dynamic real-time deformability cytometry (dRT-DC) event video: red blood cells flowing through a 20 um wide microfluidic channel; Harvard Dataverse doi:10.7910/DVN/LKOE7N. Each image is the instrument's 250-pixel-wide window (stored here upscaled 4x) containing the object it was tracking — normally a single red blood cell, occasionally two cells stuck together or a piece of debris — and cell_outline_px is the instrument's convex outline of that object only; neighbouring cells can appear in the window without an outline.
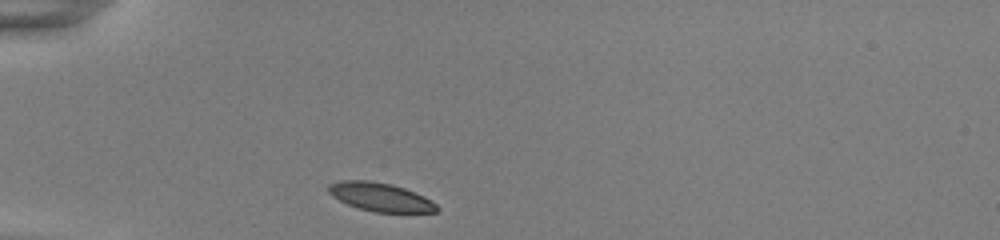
{"species": "common noctule bat (a hibernating species)", "species_latin": "Nyctalus noctula", "temperature_condition": "room temperature", "stored_images_in_passage": 32, "camera_frame_rate_fps": 3000, "um_per_image_px": 0.085, "animal": {"sex": "female", "body_mass_g": 22.0, "forearm_length_mm": 56.7}, "frame": {"image": 1, "passage_image": 1, "time_ms": 0.0, "image_size_px": [1000, 240], "cell_outline_px": [[440, 208], [436, 212], [372, 212], [348, 204], [332, 196], [328, 192], [328, 184], [340, 180], [368, 180], [388, 184], [404, 188], [416, 192], [432, 200]], "centroid_in_image_um": [32.34, 16.74], "position_along_channel_um": 52.7, "area_um2": 17.98}}
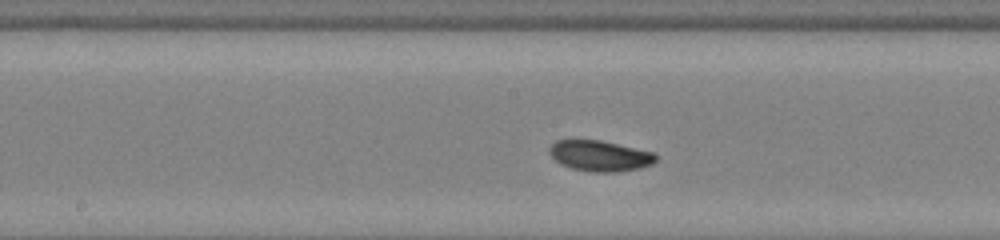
{"frame": {"image": 2, "passage_image": 14, "time_ms": 4.333, "image_size_px": [1000, 240], "cell_outline_px": [[656, 160], [652, 164], [640, 168], [616, 172], [592, 172], [572, 168], [560, 164], [548, 152], [548, 148], [556, 140], [600, 140], [652, 152], [656, 156]], "centroid_in_image_um": [50.96, 13.25], "position_along_channel_um": 197.2, "area_um2": 18.9}}
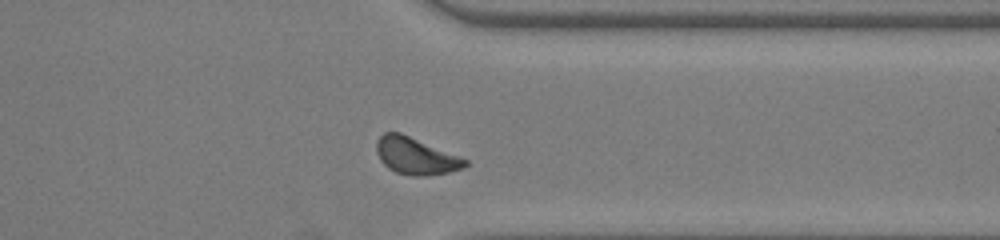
{"frame": {"image": 3, "passage_image": 28, "time_ms": 9.0, "image_size_px": [1000, 240], "cell_outline_px": [[468, 164], [464, 168], [448, 172], [428, 176], [412, 176], [396, 172], [388, 168], [380, 160], [376, 152], [376, 140], [384, 132], [400, 132], [460, 156], [468, 160]], "centroid_in_image_um": [35.33, 13.26], "position_along_channel_um": 376.1, "area_um2": 19.19}, "authors_computed_cell_mechanics": {"area_um2": 18.9584, "velocity_mm_per_s": 3.8315, "shape_relaxation_time_tau1_ms": 1.6997, "shape_relaxation_time_tau2_ms": 2.2253, "deformation_change_tau1": 0.0733, "deformation_change_tau2": 0.0747}}